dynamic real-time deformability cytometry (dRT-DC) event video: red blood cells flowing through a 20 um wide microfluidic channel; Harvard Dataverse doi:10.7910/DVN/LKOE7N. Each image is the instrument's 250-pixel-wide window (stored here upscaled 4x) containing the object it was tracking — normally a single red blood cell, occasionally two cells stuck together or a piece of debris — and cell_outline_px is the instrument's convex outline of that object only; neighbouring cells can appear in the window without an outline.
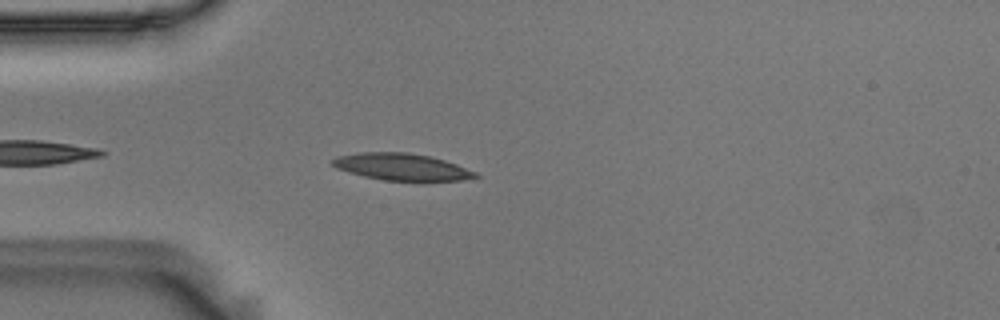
{"species": "Egyptian fruit bat (a non-hibernating species)", "species_latin": "Rousettus aegyptiacus", "temperature_condition": "room temperature", "stored_images_in_passage": 30, "camera_frame_rate_fps": 3000, "um_per_image_px": 0.085, "animal": {"sex": "male"}, "frame": {"image": 1, "passage_image": 4, "time_ms": 1.0, "image_size_px": [1000, 320], "cell_outline_px": [[480, 176], [460, 180], [424, 184], [384, 180], [364, 176], [348, 172], [336, 168], [328, 164], [336, 156], [360, 152], [408, 152], [432, 156], [456, 164], [476, 172]], "centroid_in_image_um": [34.17, 14.22], "position_along_channel_um": 50.8, "area_um2": 23.41}}
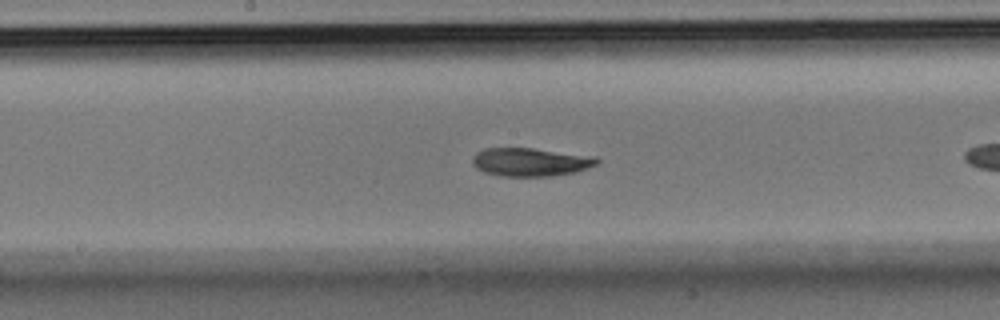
{"frame": {"image": 2, "passage_image": 14, "time_ms": 4.333, "image_size_px": [1000, 320], "cell_outline_px": [[600, 160], [596, 164], [588, 168], [576, 172], [552, 176], [500, 176], [484, 172], [476, 168], [472, 164], [472, 156], [476, 152], [484, 148], [532, 148], [596, 156]], "centroid_in_image_um": [45.08, 13.77], "position_along_channel_um": 203.1, "area_um2": 20.75}}
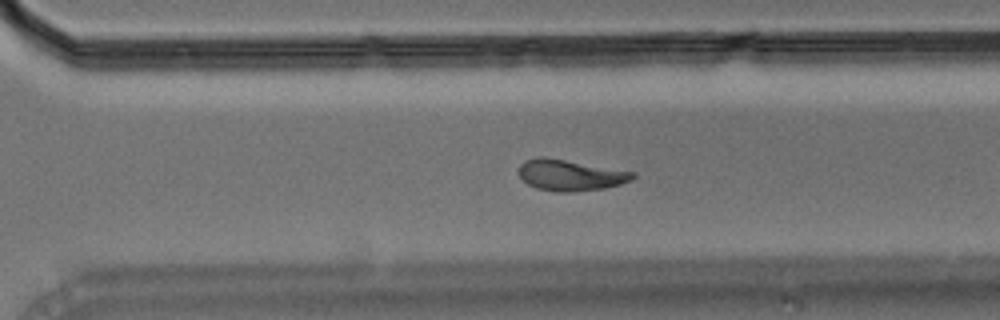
{"frame": {"image": 3, "passage_image": 24, "time_ms": 7.667, "image_size_px": [1000, 320], "cell_outline_px": [[636, 176], [632, 180], [620, 184], [604, 188], [568, 192], [556, 192], [536, 188], [528, 184], [520, 176], [520, 164], [524, 160], [540, 156], [544, 156], [636, 172]], "centroid_in_image_um": [48.49, 14.88], "position_along_channel_um": 322.1, "area_um2": 20.63}}